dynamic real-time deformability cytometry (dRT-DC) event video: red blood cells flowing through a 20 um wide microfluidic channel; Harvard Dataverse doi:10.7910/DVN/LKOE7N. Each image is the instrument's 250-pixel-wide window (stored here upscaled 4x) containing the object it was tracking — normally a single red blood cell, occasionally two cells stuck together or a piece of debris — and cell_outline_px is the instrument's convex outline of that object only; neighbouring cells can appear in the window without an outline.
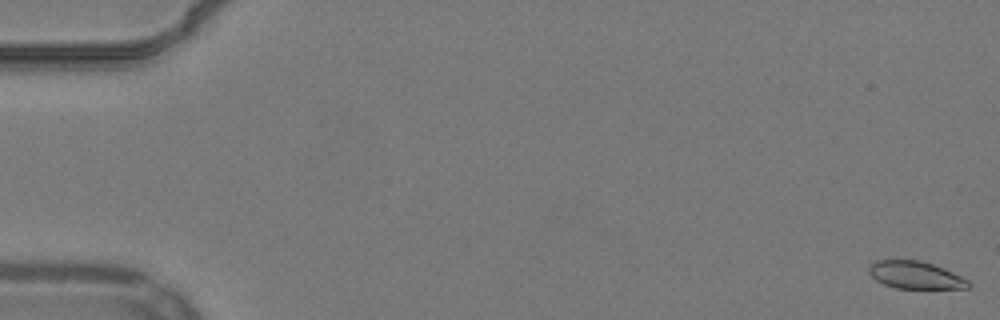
{"species": "common noctule bat (a hibernating species)", "species_latin": "Nyctalus noctula", "temperature_condition": "warm", "stored_images_in_passage": 55, "camera_frame_rate_fps": 3000, "um_per_image_px": 0.085, "animal": {"sex": "male", "body_mass_g": 19.2, "forearm_length_mm": 51.8}, "frame": {"image": 1, "passage_image": 1, "time_ms": 0.0, "image_size_px": [1000, 320], "cell_outline_px": [[972, 284], [968, 288], [896, 288], [884, 284], [876, 280], [868, 272], [868, 268], [876, 260], [920, 260], [944, 268], [968, 280]], "centroid_in_image_um": [77.81, 23.38], "position_along_channel_um": 7.2, "area_um2": 15.78}}
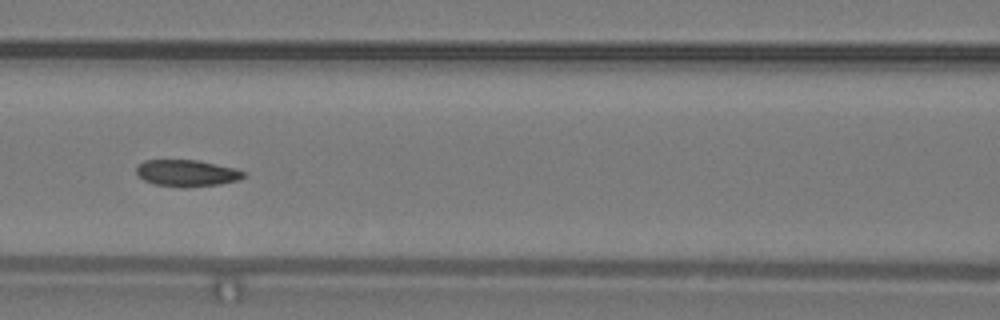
{"frame": {"image": 2, "passage_image": 25, "time_ms": 8.0, "image_size_px": [1000, 320], "cell_outline_px": [[248, 176], [240, 180], [220, 184], [184, 188], [180, 188], [156, 184], [144, 180], [136, 172], [136, 168], [144, 160], [200, 160], [248, 172]], "centroid_in_image_um": [15.94, 14.72], "position_along_channel_um": 150.7, "area_um2": 16.82}}
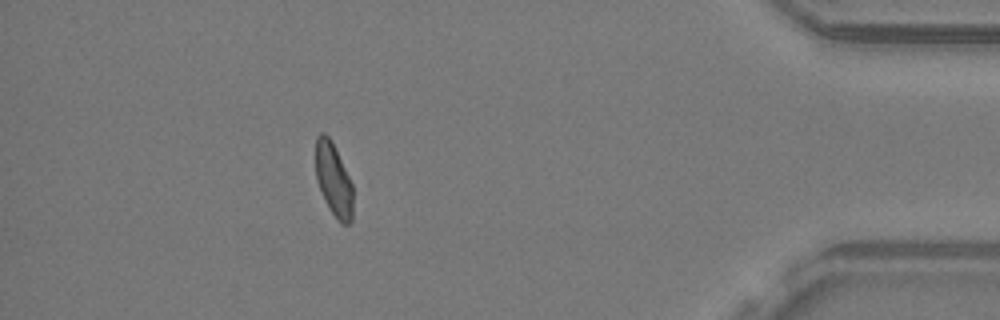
{"frame": {"image": 3, "passage_image": 49, "time_ms": 16.0, "image_size_px": [1000, 320], "cell_outline_px": [[352, 220], [348, 224], [340, 224], [336, 220], [328, 208], [324, 200], [316, 180], [316, 136], [320, 132], [324, 132], [332, 140], [352, 184]], "centroid_in_image_um": [28.34, 15.29], "position_along_channel_um": 406.9, "area_um2": 16.07}, "authors_computed_cell_mechanics": {"area_um2": 17.051, "velocity_mm_per_s": 3.8432, "shape_relaxation_time_tau1_ms": 5.0833, "shape_relaxation_time_tau2_ms": 2.0323, "deformation_change_tau1": 0.1211, "deformation_change_tau2": 0.0561}}